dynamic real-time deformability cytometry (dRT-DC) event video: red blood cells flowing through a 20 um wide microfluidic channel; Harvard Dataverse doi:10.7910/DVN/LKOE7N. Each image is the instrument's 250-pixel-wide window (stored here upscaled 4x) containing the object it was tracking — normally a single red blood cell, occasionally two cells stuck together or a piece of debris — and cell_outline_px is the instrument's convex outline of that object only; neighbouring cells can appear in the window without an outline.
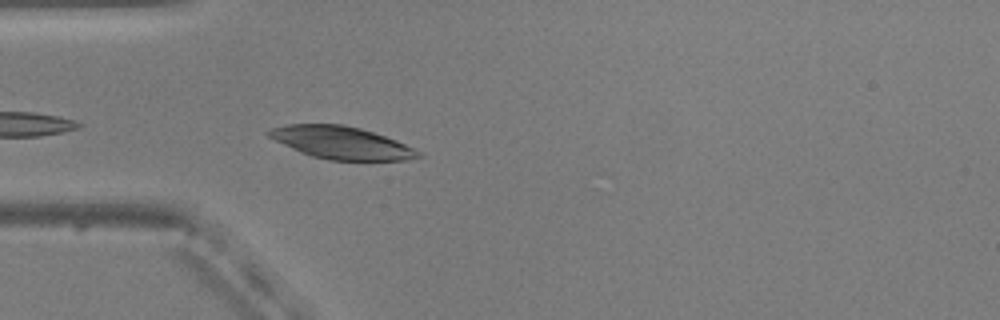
{"species": "common noctule bat (a hibernating species)", "species_latin": "Nyctalus noctula", "temperature_condition": "warm", "stored_images_in_passage": 14, "camera_frame_rate_fps": 3000, "um_per_image_px": 0.085, "animal": {"sex": "male", "body_mass_g": 20.5, "forearm_length_mm": 52.5}, "frame": {"image": 1, "passage_image": 3, "time_ms": 0.667, "image_size_px": [1000, 320], "cell_outline_px": [[424, 156], [404, 160], [328, 160], [312, 156], [300, 152], [268, 136], [264, 132], [272, 128], [288, 124], [344, 124], [360, 128], [396, 140], [420, 152]], "centroid_in_image_um": [29.0, 12.13], "position_along_channel_um": 56.0, "area_um2": 28.03}}